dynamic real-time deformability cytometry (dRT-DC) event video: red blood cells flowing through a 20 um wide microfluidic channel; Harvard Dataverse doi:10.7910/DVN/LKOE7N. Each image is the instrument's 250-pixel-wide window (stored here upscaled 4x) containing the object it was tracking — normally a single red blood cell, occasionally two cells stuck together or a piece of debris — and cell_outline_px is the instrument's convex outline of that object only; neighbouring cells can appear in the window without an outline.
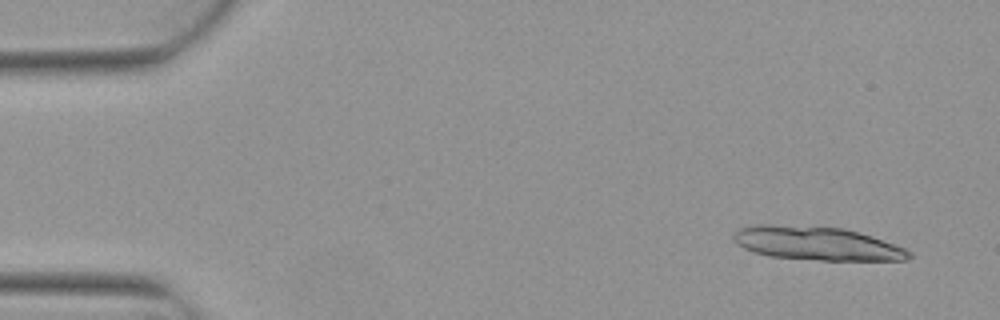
{"species": "Egyptian fruit bat (a non-hibernating species)", "species_latin": "Rousettus aegyptiacus", "temperature_condition": "warm", "stored_images_in_passage": 5, "camera_frame_rate_fps": 3000, "um_per_image_px": 0.085, "animal": {"sex": "female"}, "frame": {"image": 1, "passage_image": 1, "time_ms": 0.0, "image_size_px": [1000, 320], "cell_outline_px": [[912, 256], [908, 260], [820, 260], [772, 256], [756, 252], [744, 248], [732, 240], [732, 236], [740, 228], [756, 224], [772, 224], [844, 228], [872, 236], [904, 248], [912, 252]], "centroid_in_image_um": [69.44, 20.68], "position_along_channel_um": 15.6, "area_um2": 34.1}}
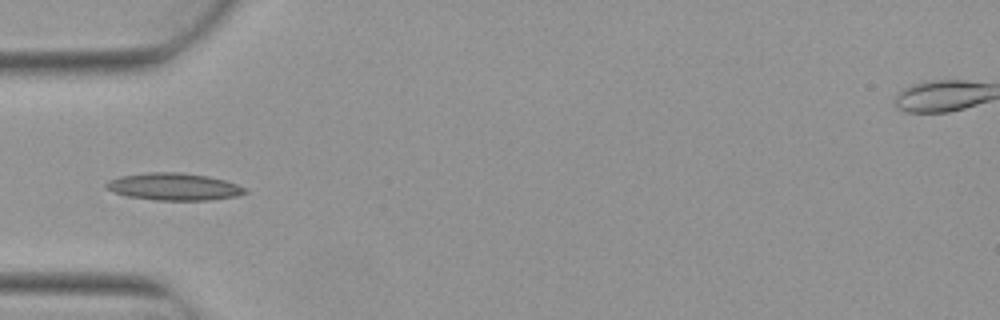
{"frame": {"image": 2, "passage_image": 5, "time_ms": 1.333, "image_size_px": [1000, 320], "cell_outline_px": [[248, 192], [236, 196], [208, 200], [156, 200], [128, 196], [112, 192], [104, 184], [108, 180], [120, 176], [144, 172], [180, 172], [208, 176], [224, 180], [236, 184], [244, 188]], "centroid_in_image_um": [14.74, 15.86], "position_along_channel_um": 70.3, "area_um2": 21.96}}